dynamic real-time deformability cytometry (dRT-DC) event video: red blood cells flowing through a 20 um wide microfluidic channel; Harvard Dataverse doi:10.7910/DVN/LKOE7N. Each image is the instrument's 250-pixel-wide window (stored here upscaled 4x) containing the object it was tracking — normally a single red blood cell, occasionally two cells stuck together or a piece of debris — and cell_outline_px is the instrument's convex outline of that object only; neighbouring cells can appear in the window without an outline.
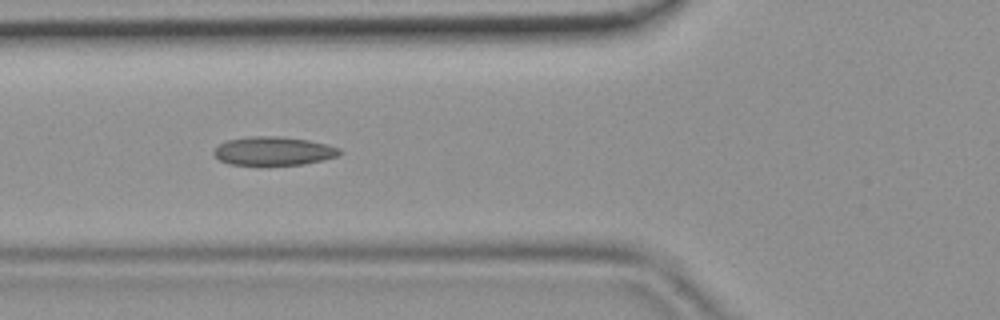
{"species": "common noctule bat (a hibernating species)", "species_latin": "Nyctalus noctula", "temperature_condition": "room temperature", "stored_images_in_passage": 45, "camera_frame_rate_fps": 3000, "um_per_image_px": 0.085, "animal": {"sex": "female", "body_mass_g": 19.9}, "frame": {"image": 1, "passage_image": 17, "time_ms": 5.333, "image_size_px": [1000, 320], "cell_outline_px": [[340, 152], [336, 156], [304, 164], [268, 168], [260, 168], [228, 164], [220, 160], [212, 152], [220, 144], [228, 140], [252, 136], [276, 136], [308, 140], [328, 144], [340, 148]], "centroid_in_image_um": [23.2, 12.89], "position_along_channel_um": 102.6, "area_um2": 21.73}}
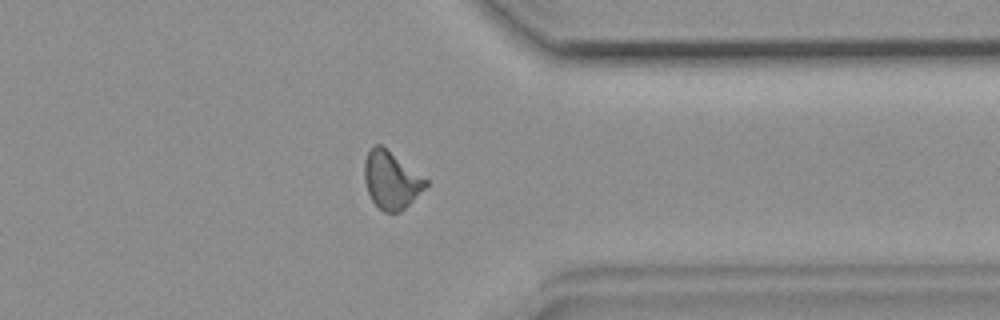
{"frame": {"image": 2, "passage_image": 36, "time_ms": 11.667, "image_size_px": [1000, 320], "cell_outline_px": [[428, 184], [400, 212], [384, 212], [372, 200], [368, 192], [364, 180], [364, 160], [368, 152], [376, 144], [380, 144], [428, 180]], "centroid_in_image_um": [33.23, 15.3], "position_along_channel_um": 378.2, "area_um2": 20.06}}
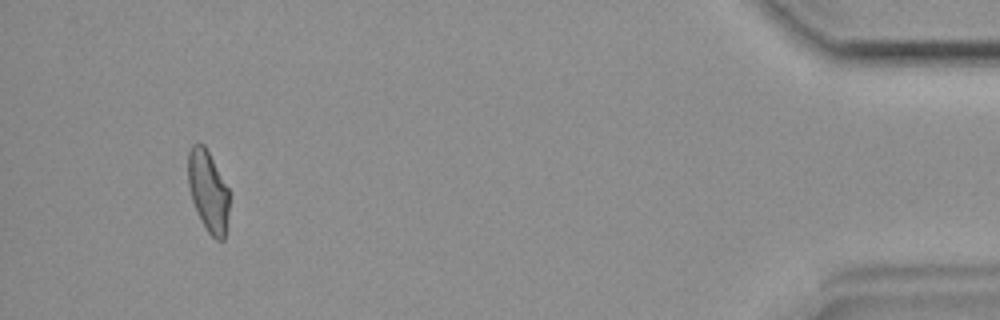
{"frame": {"image": 3, "passage_image": 43, "time_ms": 14.0, "image_size_px": [1000, 320], "cell_outline_px": [[228, 212], [224, 240], [216, 240], [208, 232], [200, 220], [192, 200], [188, 184], [188, 152], [192, 144], [204, 144], [228, 188]], "centroid_in_image_um": [17.67, 16.25], "position_along_channel_um": 417.5, "area_um2": 19.25}}